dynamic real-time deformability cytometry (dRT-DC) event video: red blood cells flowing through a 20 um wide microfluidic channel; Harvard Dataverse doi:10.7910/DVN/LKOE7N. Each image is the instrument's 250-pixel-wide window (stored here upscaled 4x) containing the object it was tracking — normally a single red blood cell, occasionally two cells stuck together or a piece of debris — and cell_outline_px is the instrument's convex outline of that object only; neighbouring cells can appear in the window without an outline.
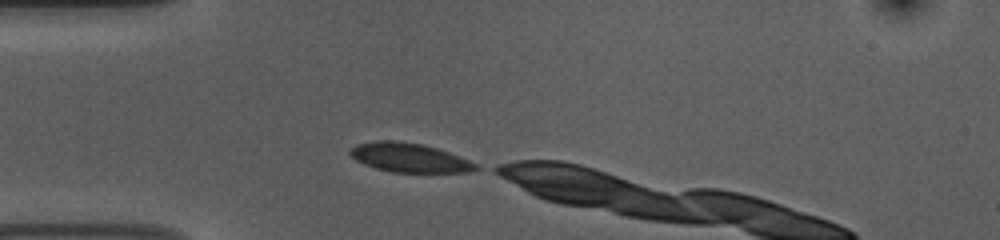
{"species": "common noctule bat (a hibernating species)", "species_latin": "Nyctalus noctula", "temperature_condition": "room temperature", "stored_images_in_passage": 9, "camera_frame_rate_fps": 3000, "um_per_image_px": 0.085, "animal": {"sex": "female", "body_mass_g": 10.0, "forearm_length_mm": 53.1}, "frame": {"image": 1, "passage_image": 1, "time_ms": 0.0, "image_size_px": [1000, 240], "cell_outline_px": [[480, 168], [468, 172], [392, 172], [376, 168], [364, 164], [356, 160], [348, 152], [356, 144], [376, 140], [396, 140], [424, 144], [448, 152], [468, 160], [476, 164]], "centroid_in_image_um": [34.76, 13.39], "position_along_channel_um": 50.2, "area_um2": 21.21}}